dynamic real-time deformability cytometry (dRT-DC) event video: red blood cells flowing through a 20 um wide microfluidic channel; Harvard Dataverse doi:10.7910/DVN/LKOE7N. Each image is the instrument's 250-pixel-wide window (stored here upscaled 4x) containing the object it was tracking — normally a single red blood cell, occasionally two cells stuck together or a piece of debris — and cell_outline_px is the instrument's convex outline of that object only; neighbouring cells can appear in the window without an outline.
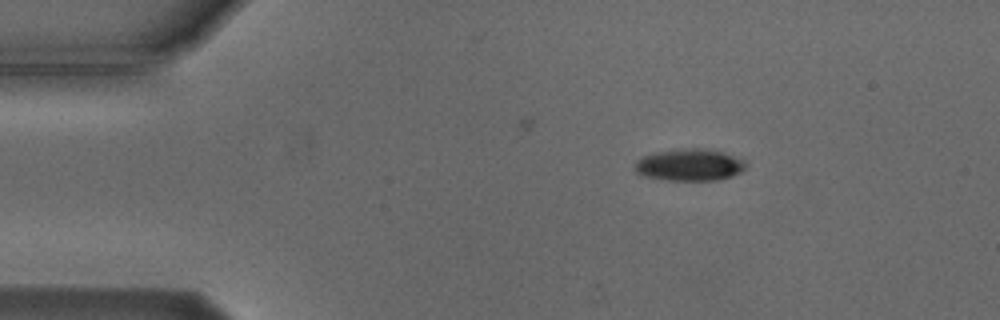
{"species": "Egyptian fruit bat (a non-hibernating species)", "species_latin": "Rousettus aegyptiacus", "temperature_condition": "cold", "stored_images_in_passage": 3, "camera_frame_rate_fps": 3000, "um_per_image_px": 0.085, "animal": {"sex": "male"}, "frame": {"image": 1, "passage_image": 1, "time_ms": 0.0, "image_size_px": [1000, 320], "cell_outline_px": [[748, 168], [732, 176], [716, 180], [668, 180], [648, 176], [636, 172], [632, 168], [636, 160], [644, 156], [656, 152], [688, 148], [704, 148], [724, 152], [744, 160], [748, 164]], "centroid_in_image_um": [58.65, 14.01], "position_along_channel_um": 26.4, "area_um2": 20.69}}
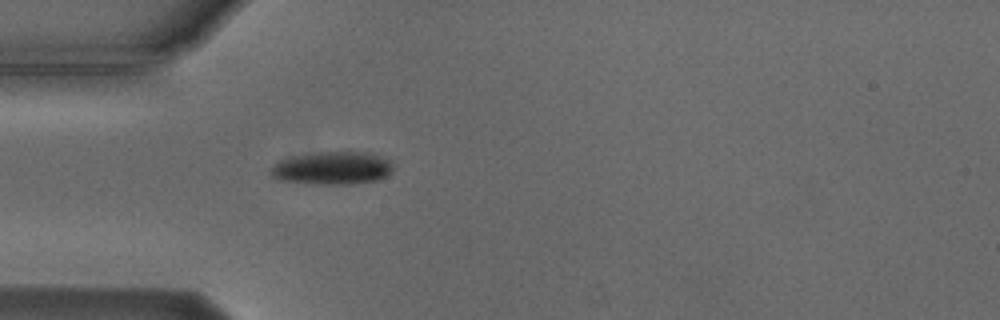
{"frame": {"image": 2, "passage_image": 3, "time_ms": 2.333, "image_size_px": [1000, 320], "cell_outline_px": [[392, 168], [380, 180], [352, 184], [312, 184], [280, 180], [272, 176], [268, 172], [280, 160], [296, 156], [320, 152], [368, 152], [380, 156], [388, 160], [392, 164]], "centroid_in_image_um": [28.24, 14.3], "position_along_channel_um": 56.8, "area_um2": 23.24}}